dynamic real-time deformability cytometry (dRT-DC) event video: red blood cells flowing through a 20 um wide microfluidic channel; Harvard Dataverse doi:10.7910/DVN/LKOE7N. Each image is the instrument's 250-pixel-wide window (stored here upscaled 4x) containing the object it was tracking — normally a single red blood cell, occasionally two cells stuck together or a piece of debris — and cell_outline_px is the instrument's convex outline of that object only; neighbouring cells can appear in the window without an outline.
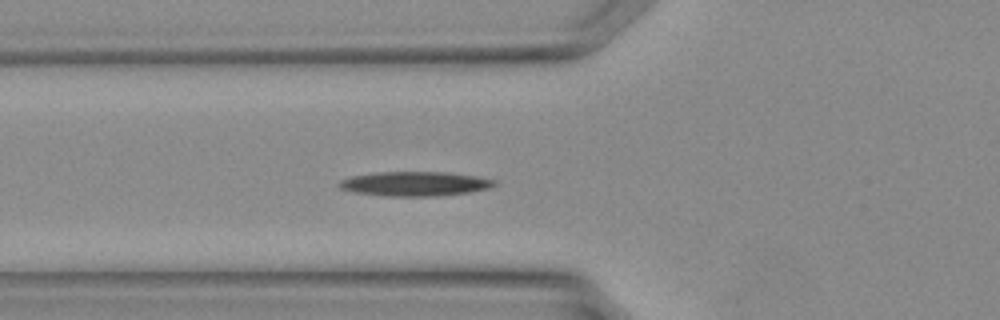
{"species": "Egyptian fruit bat (a non-hibernating species)", "species_latin": "Rousettus aegyptiacus", "temperature_condition": "warm", "stored_images_in_passage": 28, "camera_frame_rate_fps": 3000, "um_per_image_px": 0.085, "animal": {"sex": "female"}, "frame": {"image": 1, "passage_image": 9, "time_ms": 2.667, "image_size_px": [1000, 320], "cell_outline_px": [[500, 184], [492, 188], [468, 192], [436, 196], [392, 196], [356, 192], [340, 188], [336, 184], [340, 180], [352, 176], [376, 172], [448, 172], [476, 176], [496, 180]], "centroid_in_image_um": [35.33, 15.61], "position_along_channel_um": 90.5, "area_um2": 22.14}}